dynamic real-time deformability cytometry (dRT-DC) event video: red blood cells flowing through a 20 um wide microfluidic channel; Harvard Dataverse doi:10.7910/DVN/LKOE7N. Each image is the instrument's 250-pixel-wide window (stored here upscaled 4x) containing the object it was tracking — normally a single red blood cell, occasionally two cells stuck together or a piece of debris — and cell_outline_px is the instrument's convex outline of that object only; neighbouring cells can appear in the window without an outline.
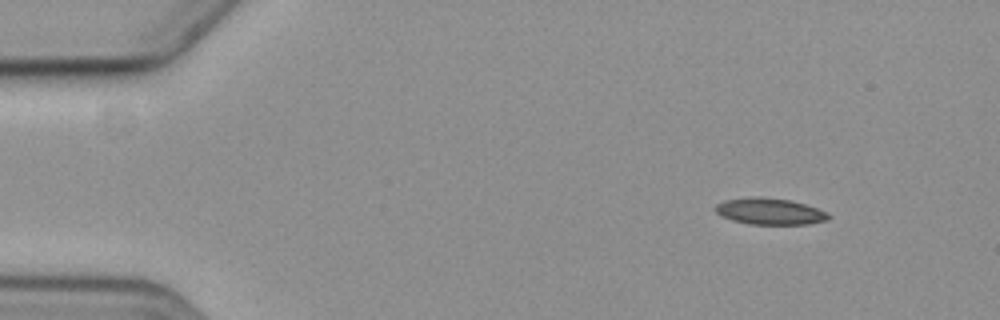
{"species": "common noctule bat (a hibernating species)", "species_latin": "Nyctalus noctula", "temperature_condition": "cold", "stored_images_in_passage": 5, "segment_of_instrument_passage": [1, 2], "camera_frame_rate_fps": 3000, "um_per_image_px": 0.085, "animal": {"sex": "female", "body_mass_g": 19.3, "forearm_length_mm": 54.1}, "frame": {"image": 1, "passage_image": 1, "time_ms": 0.0, "image_size_px": [1000, 320], "cell_outline_px": [[832, 216], [824, 220], [808, 224], [748, 224], [732, 220], [720, 216], [716, 212], [716, 204], [724, 200], [792, 200], [816, 208]], "centroid_in_image_um": [65.44, 18.03], "position_along_channel_um": 19.6, "area_um2": 16.3}}
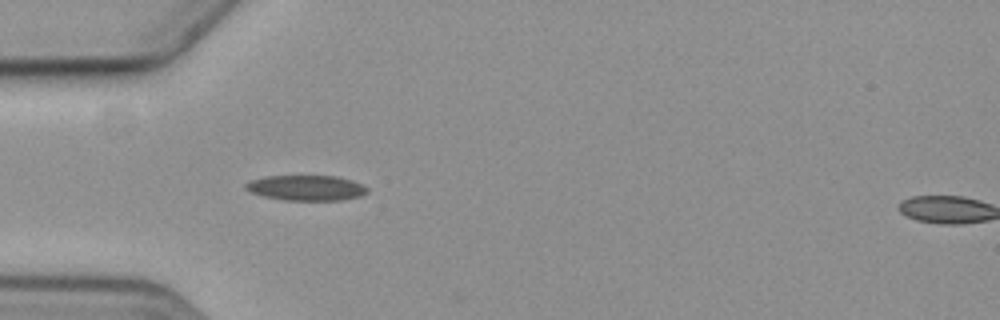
{"frame": {"image": 2, "passage_image": 4, "time_ms": 3.667, "image_size_px": [1000, 320], "cell_outline_px": [[368, 192], [360, 196], [340, 200], [284, 200], [264, 196], [252, 192], [244, 188], [244, 184], [248, 180], [264, 176], [336, 176], [352, 180], [364, 184], [368, 188]], "centroid_in_image_um": [26.03, 15.96], "position_along_channel_um": 59.0, "area_um2": 18.03}}